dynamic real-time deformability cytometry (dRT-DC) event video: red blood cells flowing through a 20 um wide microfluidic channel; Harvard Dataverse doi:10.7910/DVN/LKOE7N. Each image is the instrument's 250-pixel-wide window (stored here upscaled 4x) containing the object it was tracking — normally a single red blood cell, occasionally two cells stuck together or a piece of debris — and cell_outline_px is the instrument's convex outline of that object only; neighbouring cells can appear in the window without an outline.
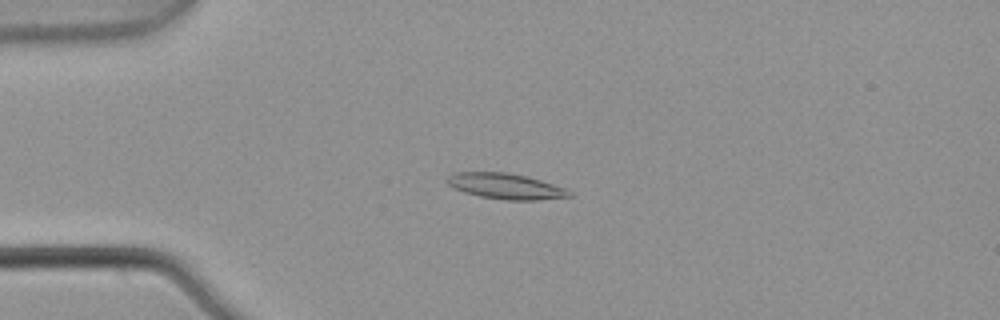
{"species": "common noctule bat (a hibernating species)", "species_latin": "Nyctalus noctula", "temperature_condition": "warm", "stored_images_in_passage": 5, "camera_frame_rate_fps": 3000, "um_per_image_px": 0.085, "animal": {"sex": "male", "body_mass_g": 21.5, "forearm_length_mm": 52.0}, "frame": {"image": 1, "passage_image": 4, "time_ms": 1.0, "image_size_px": [1000, 320], "cell_outline_px": [[572, 196], [540, 200], [504, 200], [480, 196], [464, 192], [452, 188], [444, 180], [448, 176], [456, 172], [508, 172], [528, 176], [568, 188], [572, 192]], "centroid_in_image_um": [43.0, 15.82], "position_along_channel_um": 42.0, "area_um2": 18.61}}